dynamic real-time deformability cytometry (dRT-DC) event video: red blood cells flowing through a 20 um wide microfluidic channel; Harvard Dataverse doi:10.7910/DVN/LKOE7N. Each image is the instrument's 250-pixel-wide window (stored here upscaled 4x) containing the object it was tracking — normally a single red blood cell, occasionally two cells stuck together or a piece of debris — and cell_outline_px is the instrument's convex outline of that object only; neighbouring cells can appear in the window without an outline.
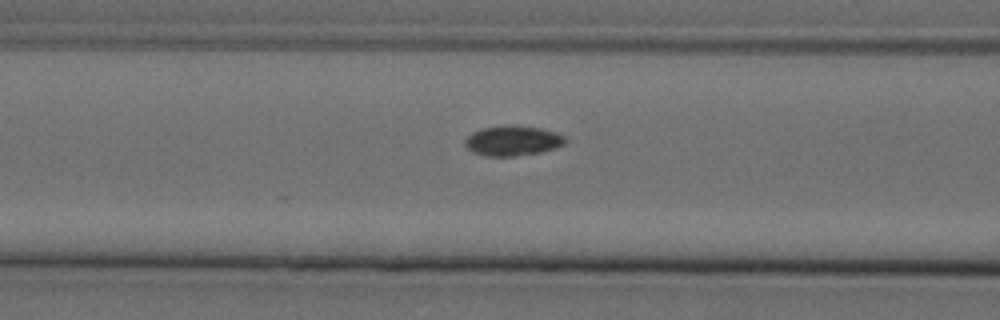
{"species": "Egyptian fruit bat (a non-hibernating species)", "species_latin": "Rousettus aegyptiacus", "temperature_condition": "cold", "stored_images_in_passage": 18, "camera_frame_rate_fps": 3000, "um_per_image_px": 0.085, "animal": {"sex": "female"}, "frame": {"image": 1, "passage_image": 16, "time_ms": 5.0, "image_size_px": [1000, 320], "cell_outline_px": [[568, 140], [564, 144], [556, 148], [540, 152], [516, 156], [484, 156], [472, 152], [464, 144], [464, 140], [472, 132], [480, 128], [540, 128], [556, 132], [564, 136]], "centroid_in_image_um": [43.58, 12.01], "position_along_channel_um": 123.0, "area_um2": 16.94}}